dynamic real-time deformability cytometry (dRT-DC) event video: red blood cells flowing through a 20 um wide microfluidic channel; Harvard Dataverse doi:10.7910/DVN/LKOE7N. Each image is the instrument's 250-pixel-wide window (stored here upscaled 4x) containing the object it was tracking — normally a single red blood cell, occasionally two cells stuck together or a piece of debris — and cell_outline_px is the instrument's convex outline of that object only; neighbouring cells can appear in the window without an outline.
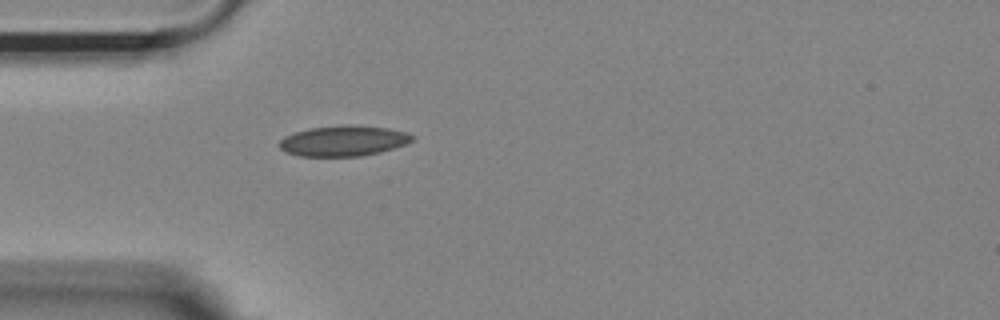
{"species": "Egyptian fruit bat (a non-hibernating species)", "species_latin": "Rousettus aegyptiacus", "temperature_condition": "room temperature", "stored_images_in_passage": 40, "camera_frame_rate_fps": 3000, "um_per_image_px": 0.085, "animal": {"sex": "female"}, "frame": {"image": 1, "passage_image": 1, "time_ms": 0.0, "image_size_px": [1000, 320], "cell_outline_px": [[416, 140], [380, 152], [360, 156], [300, 156], [288, 152], [280, 148], [280, 140], [284, 136], [308, 128], [344, 124], [352, 124], [388, 128], [408, 132], [416, 136]], "centroid_in_image_um": [29.24, 11.95], "position_along_channel_um": 55.8, "area_um2": 23.76}}
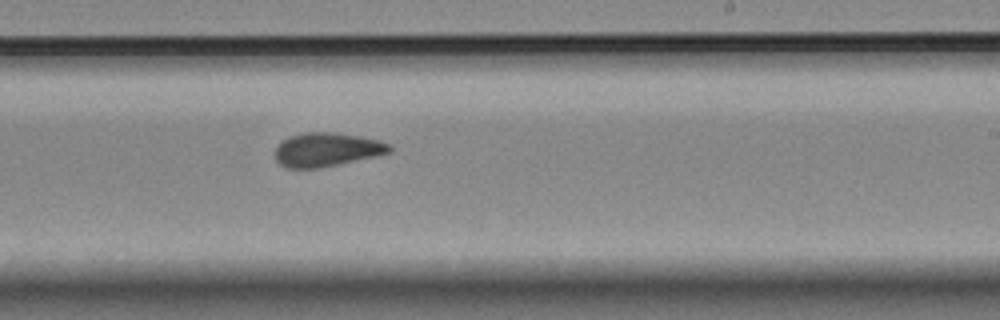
{"frame": {"image": 2, "passage_image": 18, "time_ms": 5.667, "image_size_px": [1000, 320], "cell_outline_px": [[392, 152], [376, 156], [320, 168], [288, 168], [280, 164], [276, 160], [276, 148], [288, 136], [304, 132], [332, 132], [380, 140], [388, 144], [392, 148]], "centroid_in_image_um": [27.78, 12.72], "position_along_channel_um": 261.2, "area_um2": 22.37}}
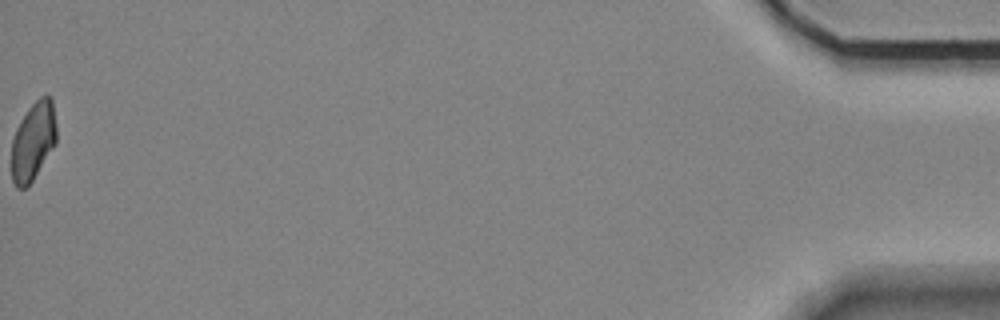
{"frame": {"image": 3, "passage_image": 40, "time_ms": 13.0, "image_size_px": [1000, 320], "cell_outline_px": [[56, 144], [32, 180], [24, 188], [16, 188], [12, 180], [12, 140], [16, 128], [20, 120], [28, 108], [40, 96], [52, 96], [56, 124]], "centroid_in_image_um": [2.83, 11.97], "position_along_channel_um": 432.4, "area_um2": 20.52}, "authors_computed_cell_mechanics": {"area_um2": 22.0796, "velocity_mm_per_s": 3.685, "shape_relaxation_time_tau1_ms": null, "shape_relaxation_time_tau2_ms": 2.1488, "deformation_change_tau1": null, "deformation_change_tau2": 0.0681}}